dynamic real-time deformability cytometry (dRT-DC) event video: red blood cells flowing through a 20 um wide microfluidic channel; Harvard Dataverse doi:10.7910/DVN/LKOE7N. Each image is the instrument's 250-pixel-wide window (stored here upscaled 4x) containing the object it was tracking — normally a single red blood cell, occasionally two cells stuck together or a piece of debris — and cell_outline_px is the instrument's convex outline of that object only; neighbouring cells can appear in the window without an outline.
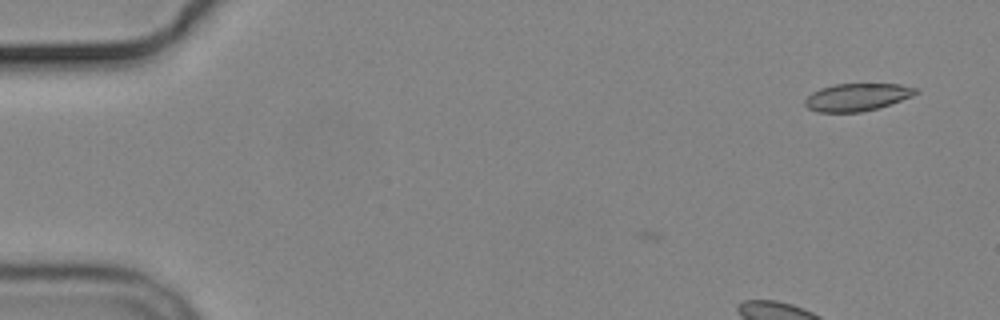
{"species": "common noctule bat (a hibernating species)", "species_latin": "Nyctalus noctula", "temperature_condition": "cold", "stored_images_in_passage": 3, "camera_frame_rate_fps": 3000, "um_per_image_px": 0.085, "animal": {"sex": "male", "body_mass_g": 19.2, "forearm_length_mm": 51.8}, "frame": {"image": 1, "passage_image": 3, "time_ms": 2.333, "image_size_px": [1000, 320], "cell_outline_px": [[920, 92], [912, 96], [876, 108], [860, 112], [816, 112], [808, 108], [804, 104], [804, 100], [812, 92], [820, 88], [832, 84], [900, 84], [920, 88]], "centroid_in_image_um": [72.84, 8.24], "position_along_channel_um": 12.2, "area_um2": 17.8}}